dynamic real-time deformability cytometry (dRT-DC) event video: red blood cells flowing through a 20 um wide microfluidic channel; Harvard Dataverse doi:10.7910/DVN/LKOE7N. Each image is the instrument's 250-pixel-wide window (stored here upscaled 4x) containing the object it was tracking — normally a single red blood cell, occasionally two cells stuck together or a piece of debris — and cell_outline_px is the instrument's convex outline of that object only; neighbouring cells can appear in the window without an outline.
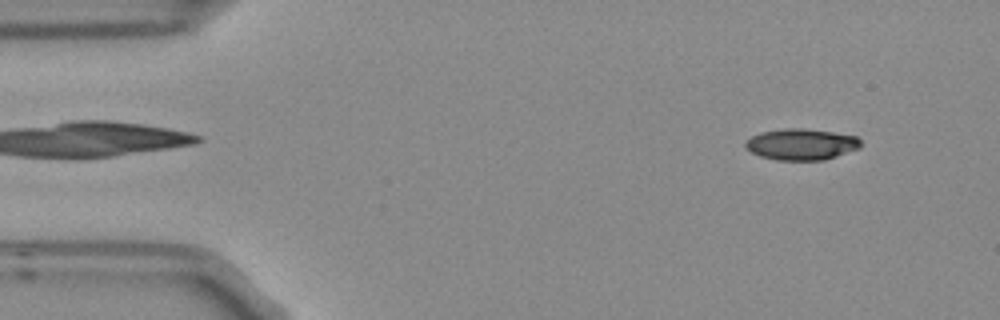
{"species": "Egyptian fruit bat (a non-hibernating species)", "species_latin": "Rousettus aegyptiacus", "temperature_condition": "room temperature", "stored_images_in_passage": 6, "camera_frame_rate_fps": 3000, "um_per_image_px": 0.085, "frame": {"image": 1, "passage_image": 1, "time_ms": 0.0, "image_size_px": [1000, 320], "cell_outline_px": [[860, 148], [824, 160], [776, 160], [760, 156], [752, 152], [744, 144], [744, 140], [760, 132], [784, 128], [804, 128], [832, 132], [856, 136], [860, 140]], "centroid_in_image_um": [68.09, 12.26], "position_along_channel_um": 16.9, "area_um2": 20.98}}
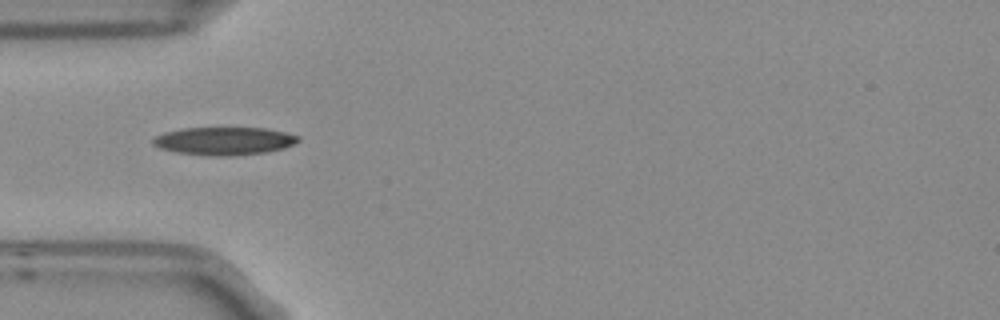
{"frame": {"image": 2, "passage_image": 4, "time_ms": 1.0, "image_size_px": [1000, 320], "cell_outline_px": [[300, 140], [284, 148], [264, 152], [220, 156], [208, 156], [176, 152], [160, 148], [152, 144], [152, 140], [156, 136], [164, 132], [180, 128], [264, 128], [284, 132], [300, 136]], "centroid_in_image_um": [19.01, 11.97], "position_along_channel_um": 66.0, "area_um2": 23.47}}